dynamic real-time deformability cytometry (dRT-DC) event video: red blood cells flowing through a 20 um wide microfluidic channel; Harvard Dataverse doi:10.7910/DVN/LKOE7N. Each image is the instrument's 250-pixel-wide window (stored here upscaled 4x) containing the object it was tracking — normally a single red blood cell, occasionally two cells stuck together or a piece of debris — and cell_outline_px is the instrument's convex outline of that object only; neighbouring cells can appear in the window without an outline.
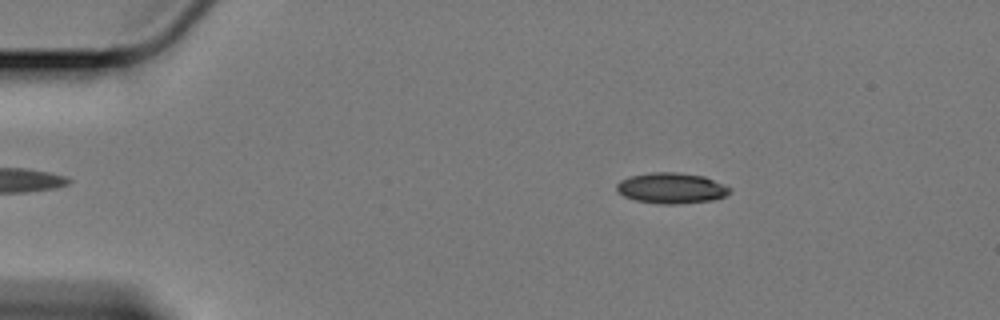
{"species": "Egyptian fruit bat (a non-hibernating species)", "species_latin": "Rousettus aegyptiacus", "temperature_condition": "cold", "stored_images_in_passage": 16, "camera_frame_rate_fps": 3000, "um_per_image_px": 0.085, "animal": {"sex": "female"}, "frame": {"image": 1, "passage_image": 6, "time_ms": 1.667, "image_size_px": [1000, 320], "cell_outline_px": [[732, 192], [724, 196], [712, 200], [680, 204], [660, 204], [636, 200], [624, 196], [616, 192], [616, 184], [620, 180], [628, 176], [652, 172], [676, 172], [704, 176], [724, 184], [732, 188]], "centroid_in_image_um": [57.06, 15.99], "position_along_channel_um": 27.9, "area_um2": 20.46}}
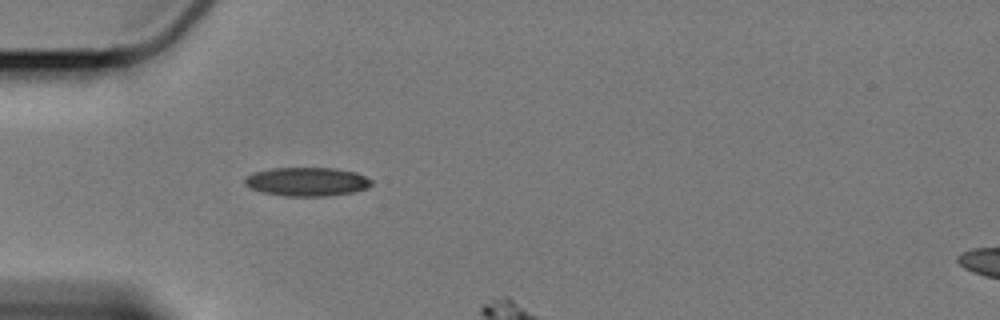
{"frame": {"image": 2, "passage_image": 14, "time_ms": 4.333, "image_size_px": [1000, 320], "cell_outline_px": [[372, 184], [368, 188], [352, 192], [328, 196], [284, 196], [264, 192], [252, 188], [244, 184], [244, 176], [252, 172], [272, 168], [336, 168], [356, 172], [372, 180]], "centroid_in_image_um": [26.08, 15.43], "position_along_channel_um": 58.9, "area_um2": 21.33}}